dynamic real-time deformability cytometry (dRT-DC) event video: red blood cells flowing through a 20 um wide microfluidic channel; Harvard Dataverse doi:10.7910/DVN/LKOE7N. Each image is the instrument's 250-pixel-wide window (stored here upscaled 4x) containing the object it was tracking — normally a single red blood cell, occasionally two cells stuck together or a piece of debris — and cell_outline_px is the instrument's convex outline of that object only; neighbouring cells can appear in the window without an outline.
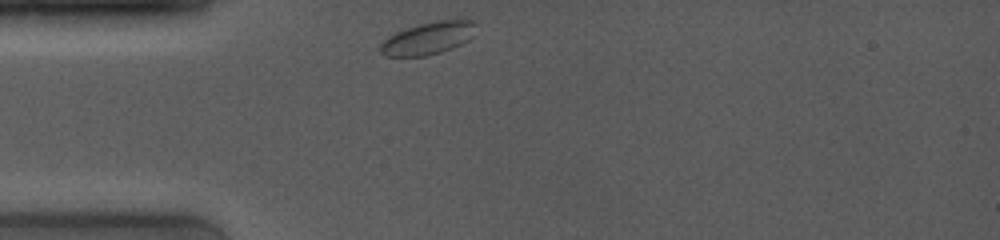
{"species": "common noctule bat (a hibernating species)", "species_latin": "Nyctalus noctula", "temperature_condition": "room temperature", "stored_images_in_passage": 38, "camera_frame_rate_fps": 4000, "um_per_image_px": 0.085, "animal": {"sex": "female", "body_mass_g": 19.0, "forearm_length_mm": 53.3}, "frame": {"image": 1, "passage_image": 1, "time_ms": 0.0, "image_size_px": [1000, 240], "cell_outline_px": [[476, 24], [472, 36], [468, 40], [452, 48], [440, 52], [424, 56], [384, 56], [380, 52], [380, 44], [388, 36], [396, 32], [420, 24], [436, 20], [472, 20]], "centroid_in_image_um": [36.37, 3.25], "position_along_channel_um": 48.6, "area_um2": 17.86}}
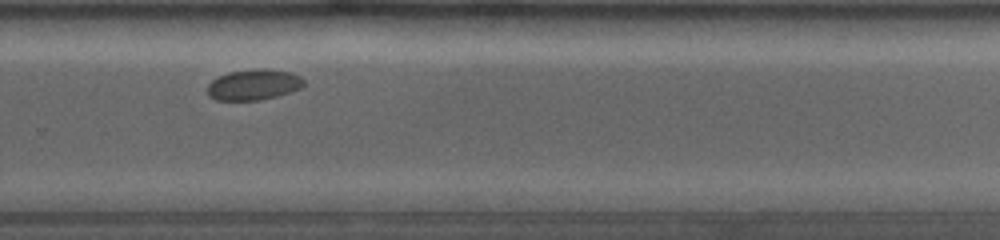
{"frame": {"image": 2, "passage_image": 27, "time_ms": 7.5, "image_size_px": [1000, 240], "cell_outline_px": [[304, 84], [300, 88], [276, 96], [260, 100], [216, 100], [208, 96], [208, 84], [216, 76], [228, 72], [260, 68], [264, 68], [292, 72], [300, 76], [304, 80]], "centroid_in_image_um": [21.54, 7.18], "position_along_channel_um": 308.3, "area_um2": 17.34}}
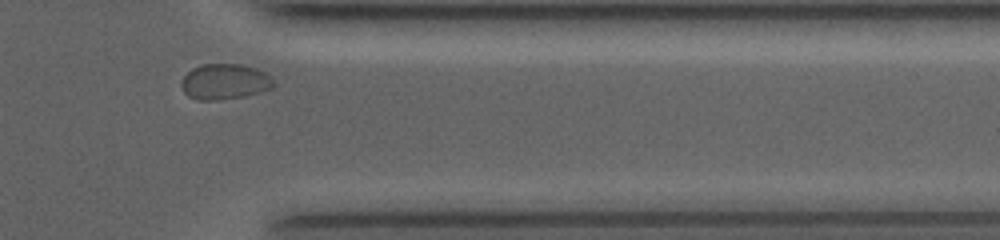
{"frame": {"image": 3, "passage_image": 35, "time_ms": 9.75, "image_size_px": [1000, 240], "cell_outline_px": [[276, 84], [272, 88], [260, 92], [244, 96], [216, 100], [200, 100], [188, 96], [184, 92], [180, 84], [184, 76], [192, 68], [200, 64], [240, 64], [256, 68], [272, 76], [276, 80]], "centroid_in_image_um": [19.13, 6.93], "position_along_channel_um": 392.3, "area_um2": 19.31}}